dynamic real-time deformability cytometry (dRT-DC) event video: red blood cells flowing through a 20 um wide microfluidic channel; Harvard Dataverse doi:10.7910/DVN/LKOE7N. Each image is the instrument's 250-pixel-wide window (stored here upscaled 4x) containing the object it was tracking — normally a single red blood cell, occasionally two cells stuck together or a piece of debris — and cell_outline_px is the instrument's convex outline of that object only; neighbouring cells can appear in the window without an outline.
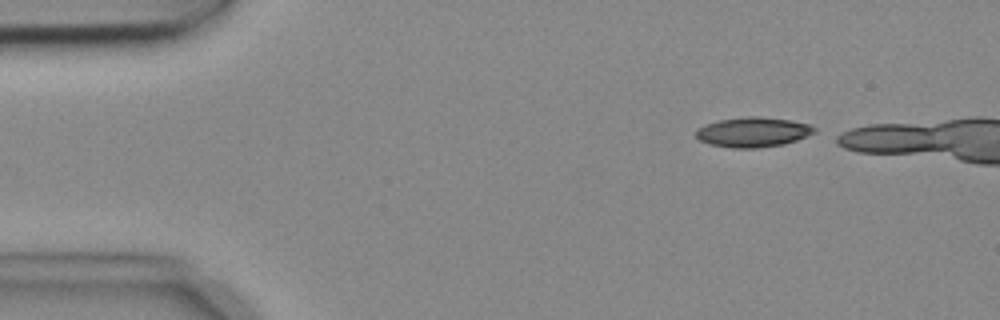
{"species": "common noctule bat (a hibernating species)", "species_latin": "Nyctalus noctula", "temperature_condition": "cold", "stored_images_in_passage": 4, "camera_frame_rate_fps": 3000, "um_per_image_px": 0.085, "animal": {"sex": "female", "body_mass_g": 18.4}, "frame": {"image": 1, "passage_image": 1, "time_ms": 0.0, "image_size_px": [1000, 320], "cell_outline_px": [[816, 132], [808, 136], [784, 144], [756, 148], [732, 148], [712, 144], [700, 140], [696, 136], [696, 132], [700, 128], [708, 124], [720, 120], [744, 116], [760, 116], [788, 120], [808, 124], [816, 128]], "centroid_in_image_um": [64.05, 11.23], "position_along_channel_um": 21.0, "area_um2": 20.35}}